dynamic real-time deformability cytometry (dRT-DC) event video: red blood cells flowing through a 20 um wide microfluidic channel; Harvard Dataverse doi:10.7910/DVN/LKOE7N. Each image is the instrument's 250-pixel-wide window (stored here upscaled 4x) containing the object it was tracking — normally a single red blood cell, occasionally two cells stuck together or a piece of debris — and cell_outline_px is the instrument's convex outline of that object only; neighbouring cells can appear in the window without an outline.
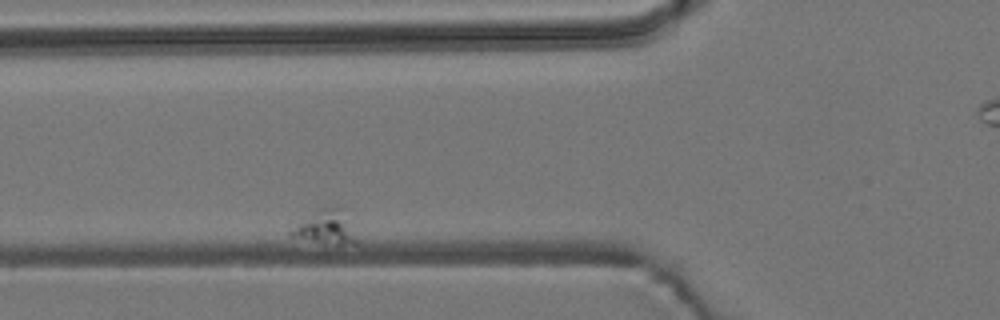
{"species": "common noctule bat (a hibernating species)", "species_latin": "Nyctalus noctula", "temperature_condition": "room temperature", "stored_images_in_passage": 3, "camera_frame_rate_fps": 3000, "um_per_image_px": 0.085, "animal": {"sex": "male", "body_mass_g": 19.2, "forearm_length_mm": 51.8}, "frame": {"image": 1, "passage_image": 2, "time_ms": 1.667, "image_size_px": [1000, 320], "cell_outline_px": [[356, 244], [336, 244], [292, 236], [288, 232], [320, 208], [340, 208], [356, 240]], "centroid_in_image_um": [27.67, 19.34], "position_along_channel_um": 98.1, "area_um2": 11.5}}